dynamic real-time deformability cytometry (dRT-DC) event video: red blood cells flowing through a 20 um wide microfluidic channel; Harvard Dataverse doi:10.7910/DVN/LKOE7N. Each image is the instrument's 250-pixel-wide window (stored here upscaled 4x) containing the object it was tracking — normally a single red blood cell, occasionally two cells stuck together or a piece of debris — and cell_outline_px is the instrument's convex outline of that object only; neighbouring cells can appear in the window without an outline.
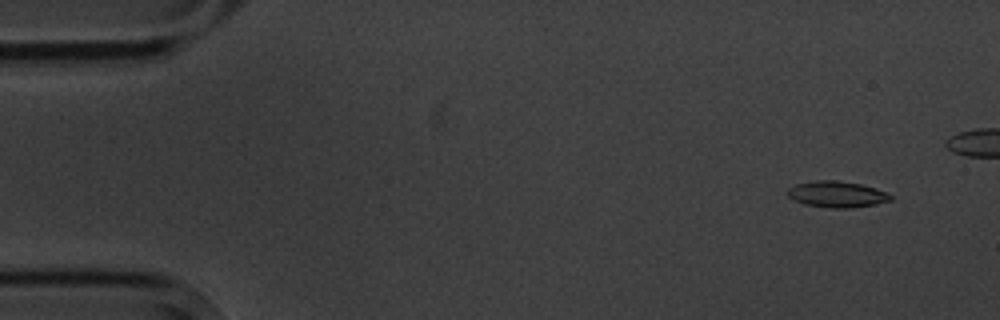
{"species": "common noctule bat (a hibernating species)", "species_latin": "Nyctalus noctula", "temperature_condition": "cold", "stored_images_in_passage": 13, "camera_frame_rate_fps": 3000, "um_per_image_px": 0.085, "animal": {"sex": "male", "body_mass_g": 20.1, "forearm_length_mm": 53.5}, "frame": {"image": 1, "passage_image": 1, "time_ms": 0.0, "image_size_px": [1000, 320], "cell_outline_px": [[892, 200], [876, 204], [848, 208], [832, 208], [804, 204], [788, 196], [788, 188], [796, 184], [816, 180], [840, 180], [860, 184], [876, 188], [892, 196]], "centroid_in_image_um": [71.14, 16.5], "position_along_channel_um": 13.9, "area_um2": 15.61}}
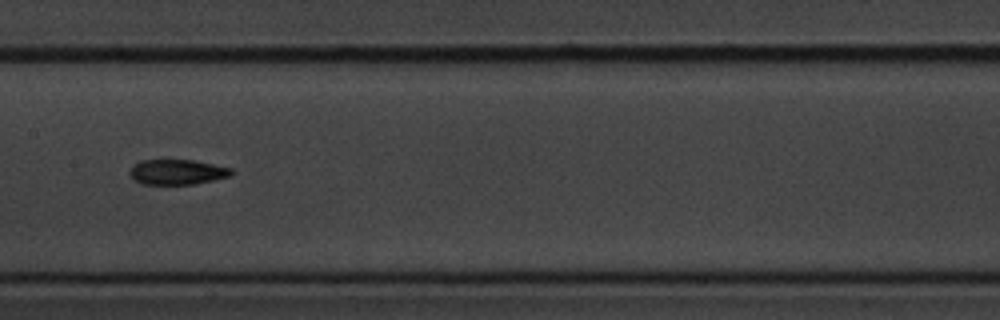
{"frame": {"image": 2, "passage_image": 7, "time_ms": 8.0, "image_size_px": [1000, 320], "cell_outline_px": [[236, 172], [228, 176], [212, 180], [192, 184], [144, 184], [136, 180], [128, 172], [132, 164], [140, 160], [196, 160], [232, 168]], "centroid_in_image_um": [15.06, 14.6], "position_along_channel_um": 192.3, "area_um2": 14.91}}
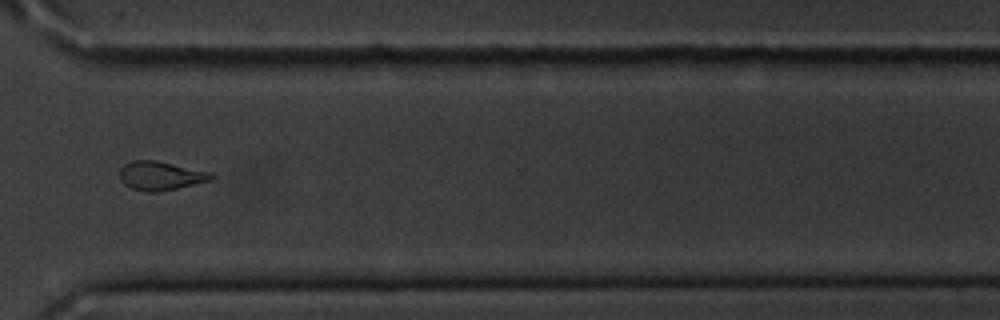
{"frame": {"image": 3, "passage_image": 11, "time_ms": 12.667, "image_size_px": [1000, 320], "cell_outline_px": [[216, 176], [212, 180], [176, 188], [156, 192], [148, 192], [132, 188], [124, 184], [120, 180], [120, 168], [124, 164], [132, 160], [156, 160], [212, 172]], "centroid_in_image_um": [13.66, 14.92], "position_along_channel_um": 356.9, "area_um2": 15.43}}